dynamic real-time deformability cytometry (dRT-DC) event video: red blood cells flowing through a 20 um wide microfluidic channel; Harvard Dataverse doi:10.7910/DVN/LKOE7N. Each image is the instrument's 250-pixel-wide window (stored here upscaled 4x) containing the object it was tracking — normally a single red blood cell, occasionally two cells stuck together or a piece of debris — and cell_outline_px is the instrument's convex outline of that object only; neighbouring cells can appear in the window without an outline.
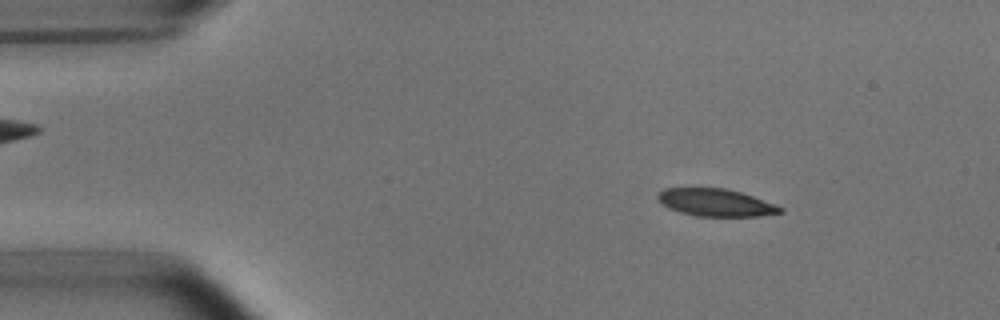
{"species": "common noctule bat (a hibernating species)", "species_latin": "Nyctalus noctula", "temperature_condition": "room temperature", "stored_images_in_passage": 52, "camera_frame_rate_fps": 3000, "um_per_image_px": 0.085, "animal": {"sex": "male", "body_mass_g": 15.6}, "frame": {"image": 1, "passage_image": 7, "time_ms": 2.0, "image_size_px": [1000, 320], "cell_outline_px": [[784, 212], [760, 216], [696, 216], [680, 212], [668, 208], [660, 204], [656, 196], [664, 188], [728, 188], [776, 204], [784, 208]], "centroid_in_image_um": [60.83, 17.22], "position_along_channel_um": 24.2, "area_um2": 19.71}}
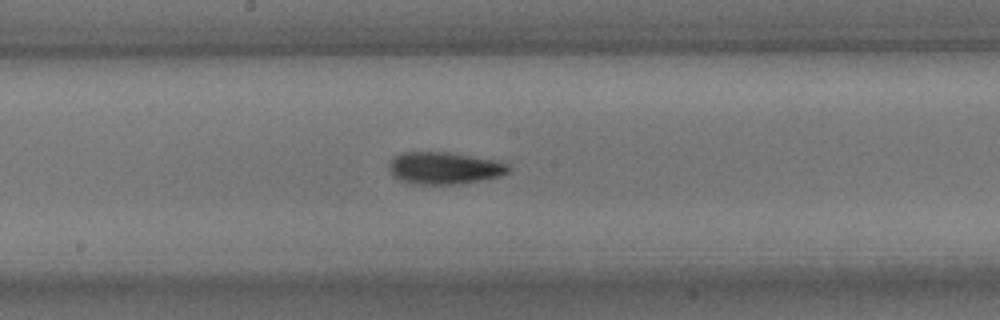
{"frame": {"image": 2, "passage_image": 27, "time_ms": 8.667, "image_size_px": [1000, 320], "cell_outline_px": [[512, 168], [508, 172], [500, 176], [460, 184], [412, 184], [400, 180], [392, 176], [388, 168], [392, 156], [400, 152], [448, 152], [496, 160], [508, 164]], "centroid_in_image_um": [37.73, 14.28], "position_along_channel_um": 210.5, "area_um2": 22.6}}
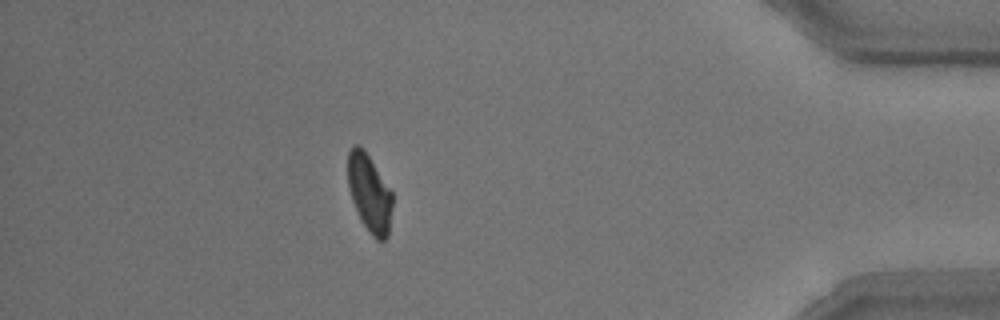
{"frame": {"image": 3, "passage_image": 46, "time_ms": 15.0, "image_size_px": [1000, 320], "cell_outline_px": [[392, 208], [388, 236], [384, 240], [376, 240], [372, 236], [364, 224], [352, 200], [348, 188], [348, 152], [352, 144], [360, 144], [364, 148], [392, 192]], "centroid_in_image_um": [31.4, 16.37], "position_along_channel_um": 403.8, "area_um2": 20.11}, "authors_computed_cell_mechanics": {"area_um2": 21.4149, "velocity_mm_per_s": 3.7831, "shape_relaxation_time_tau1_ms": 3.0964, "shape_relaxation_time_tau2_ms": 3.3579, "deformation_change_tau1": 0.1461, "deformation_change_tau2": 0.075}}